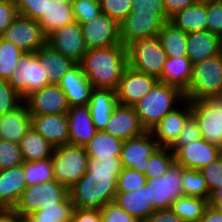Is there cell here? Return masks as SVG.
I'll return each mask as SVG.
<instances>
[{
    "label": "cell",
    "instance_id": "39",
    "mask_svg": "<svg viewBox=\"0 0 222 222\" xmlns=\"http://www.w3.org/2000/svg\"><path fill=\"white\" fill-rule=\"evenodd\" d=\"M23 54L18 47L0 37V79H10Z\"/></svg>",
    "mask_w": 222,
    "mask_h": 222
},
{
    "label": "cell",
    "instance_id": "29",
    "mask_svg": "<svg viewBox=\"0 0 222 222\" xmlns=\"http://www.w3.org/2000/svg\"><path fill=\"white\" fill-rule=\"evenodd\" d=\"M36 54L40 58L41 67L44 68L49 84H58L66 72L76 64L48 44L41 47Z\"/></svg>",
    "mask_w": 222,
    "mask_h": 222
},
{
    "label": "cell",
    "instance_id": "59",
    "mask_svg": "<svg viewBox=\"0 0 222 222\" xmlns=\"http://www.w3.org/2000/svg\"><path fill=\"white\" fill-rule=\"evenodd\" d=\"M20 222H61L60 220H48L40 219V217H35L31 213L19 216Z\"/></svg>",
    "mask_w": 222,
    "mask_h": 222
},
{
    "label": "cell",
    "instance_id": "46",
    "mask_svg": "<svg viewBox=\"0 0 222 222\" xmlns=\"http://www.w3.org/2000/svg\"><path fill=\"white\" fill-rule=\"evenodd\" d=\"M101 10L121 23L132 12V0H101Z\"/></svg>",
    "mask_w": 222,
    "mask_h": 222
},
{
    "label": "cell",
    "instance_id": "18",
    "mask_svg": "<svg viewBox=\"0 0 222 222\" xmlns=\"http://www.w3.org/2000/svg\"><path fill=\"white\" fill-rule=\"evenodd\" d=\"M222 155V149L201 138L180 147L174 153L175 163L184 168L200 170Z\"/></svg>",
    "mask_w": 222,
    "mask_h": 222
},
{
    "label": "cell",
    "instance_id": "5",
    "mask_svg": "<svg viewBox=\"0 0 222 222\" xmlns=\"http://www.w3.org/2000/svg\"><path fill=\"white\" fill-rule=\"evenodd\" d=\"M126 50L128 66L161 82L167 54L157 35L134 40L126 46Z\"/></svg>",
    "mask_w": 222,
    "mask_h": 222
},
{
    "label": "cell",
    "instance_id": "32",
    "mask_svg": "<svg viewBox=\"0 0 222 222\" xmlns=\"http://www.w3.org/2000/svg\"><path fill=\"white\" fill-rule=\"evenodd\" d=\"M18 144L22 151L24 161L27 162L51 158L55 149V147L32 126Z\"/></svg>",
    "mask_w": 222,
    "mask_h": 222
},
{
    "label": "cell",
    "instance_id": "37",
    "mask_svg": "<svg viewBox=\"0 0 222 222\" xmlns=\"http://www.w3.org/2000/svg\"><path fill=\"white\" fill-rule=\"evenodd\" d=\"M23 168L27 186L54 180L51 158L32 162L24 161Z\"/></svg>",
    "mask_w": 222,
    "mask_h": 222
},
{
    "label": "cell",
    "instance_id": "26",
    "mask_svg": "<svg viewBox=\"0 0 222 222\" xmlns=\"http://www.w3.org/2000/svg\"><path fill=\"white\" fill-rule=\"evenodd\" d=\"M114 202L139 222L144 221L157 210L150 199L147 184L136 191L116 192Z\"/></svg>",
    "mask_w": 222,
    "mask_h": 222
},
{
    "label": "cell",
    "instance_id": "22",
    "mask_svg": "<svg viewBox=\"0 0 222 222\" xmlns=\"http://www.w3.org/2000/svg\"><path fill=\"white\" fill-rule=\"evenodd\" d=\"M31 126L55 148L69 144L67 114L31 115Z\"/></svg>",
    "mask_w": 222,
    "mask_h": 222
},
{
    "label": "cell",
    "instance_id": "23",
    "mask_svg": "<svg viewBox=\"0 0 222 222\" xmlns=\"http://www.w3.org/2000/svg\"><path fill=\"white\" fill-rule=\"evenodd\" d=\"M26 187L23 164L0 170V210H13Z\"/></svg>",
    "mask_w": 222,
    "mask_h": 222
},
{
    "label": "cell",
    "instance_id": "6",
    "mask_svg": "<svg viewBox=\"0 0 222 222\" xmlns=\"http://www.w3.org/2000/svg\"><path fill=\"white\" fill-rule=\"evenodd\" d=\"M88 159L84 146L56 147L51 157L54 180L69 190L87 172Z\"/></svg>",
    "mask_w": 222,
    "mask_h": 222
},
{
    "label": "cell",
    "instance_id": "58",
    "mask_svg": "<svg viewBox=\"0 0 222 222\" xmlns=\"http://www.w3.org/2000/svg\"><path fill=\"white\" fill-rule=\"evenodd\" d=\"M0 222H20V219L12 210H0Z\"/></svg>",
    "mask_w": 222,
    "mask_h": 222
},
{
    "label": "cell",
    "instance_id": "44",
    "mask_svg": "<svg viewBox=\"0 0 222 222\" xmlns=\"http://www.w3.org/2000/svg\"><path fill=\"white\" fill-rule=\"evenodd\" d=\"M71 5L74 20L80 24L92 20L102 12L100 3L93 0H72Z\"/></svg>",
    "mask_w": 222,
    "mask_h": 222
},
{
    "label": "cell",
    "instance_id": "9",
    "mask_svg": "<svg viewBox=\"0 0 222 222\" xmlns=\"http://www.w3.org/2000/svg\"><path fill=\"white\" fill-rule=\"evenodd\" d=\"M0 37L24 53H36L47 44V36L38 21L19 14Z\"/></svg>",
    "mask_w": 222,
    "mask_h": 222
},
{
    "label": "cell",
    "instance_id": "1",
    "mask_svg": "<svg viewBox=\"0 0 222 222\" xmlns=\"http://www.w3.org/2000/svg\"><path fill=\"white\" fill-rule=\"evenodd\" d=\"M122 168L120 156L89 158L87 172L68 190L74 207L101 210L114 201Z\"/></svg>",
    "mask_w": 222,
    "mask_h": 222
},
{
    "label": "cell",
    "instance_id": "63",
    "mask_svg": "<svg viewBox=\"0 0 222 222\" xmlns=\"http://www.w3.org/2000/svg\"><path fill=\"white\" fill-rule=\"evenodd\" d=\"M217 208H218L220 211H222V206H217Z\"/></svg>",
    "mask_w": 222,
    "mask_h": 222
},
{
    "label": "cell",
    "instance_id": "17",
    "mask_svg": "<svg viewBox=\"0 0 222 222\" xmlns=\"http://www.w3.org/2000/svg\"><path fill=\"white\" fill-rule=\"evenodd\" d=\"M192 114L191 103L184 100L181 105L170 111L150 131L159 147H171L182 132L187 118Z\"/></svg>",
    "mask_w": 222,
    "mask_h": 222
},
{
    "label": "cell",
    "instance_id": "24",
    "mask_svg": "<svg viewBox=\"0 0 222 222\" xmlns=\"http://www.w3.org/2000/svg\"><path fill=\"white\" fill-rule=\"evenodd\" d=\"M67 119L69 144L85 146L98 131L93 124L88 105L70 107Z\"/></svg>",
    "mask_w": 222,
    "mask_h": 222
},
{
    "label": "cell",
    "instance_id": "34",
    "mask_svg": "<svg viewBox=\"0 0 222 222\" xmlns=\"http://www.w3.org/2000/svg\"><path fill=\"white\" fill-rule=\"evenodd\" d=\"M122 144L123 140L100 130L84 147L89 158L112 159L121 155Z\"/></svg>",
    "mask_w": 222,
    "mask_h": 222
},
{
    "label": "cell",
    "instance_id": "3",
    "mask_svg": "<svg viewBox=\"0 0 222 222\" xmlns=\"http://www.w3.org/2000/svg\"><path fill=\"white\" fill-rule=\"evenodd\" d=\"M184 100V93L179 88L158 81L134 108L142 126L146 131H151L160 120Z\"/></svg>",
    "mask_w": 222,
    "mask_h": 222
},
{
    "label": "cell",
    "instance_id": "45",
    "mask_svg": "<svg viewBox=\"0 0 222 222\" xmlns=\"http://www.w3.org/2000/svg\"><path fill=\"white\" fill-rule=\"evenodd\" d=\"M24 99L15 91L8 80L0 79V117L18 107Z\"/></svg>",
    "mask_w": 222,
    "mask_h": 222
},
{
    "label": "cell",
    "instance_id": "33",
    "mask_svg": "<svg viewBox=\"0 0 222 222\" xmlns=\"http://www.w3.org/2000/svg\"><path fill=\"white\" fill-rule=\"evenodd\" d=\"M71 3H56L47 0L46 14L38 21L46 36L55 30L74 22Z\"/></svg>",
    "mask_w": 222,
    "mask_h": 222
},
{
    "label": "cell",
    "instance_id": "51",
    "mask_svg": "<svg viewBox=\"0 0 222 222\" xmlns=\"http://www.w3.org/2000/svg\"><path fill=\"white\" fill-rule=\"evenodd\" d=\"M206 30L222 37V0L207 2Z\"/></svg>",
    "mask_w": 222,
    "mask_h": 222
},
{
    "label": "cell",
    "instance_id": "30",
    "mask_svg": "<svg viewBox=\"0 0 222 222\" xmlns=\"http://www.w3.org/2000/svg\"><path fill=\"white\" fill-rule=\"evenodd\" d=\"M192 70L193 63L188 57H167L161 72V82L175 86L184 93L189 87Z\"/></svg>",
    "mask_w": 222,
    "mask_h": 222
},
{
    "label": "cell",
    "instance_id": "31",
    "mask_svg": "<svg viewBox=\"0 0 222 222\" xmlns=\"http://www.w3.org/2000/svg\"><path fill=\"white\" fill-rule=\"evenodd\" d=\"M176 28L185 33L206 30L207 2H195L189 7L177 12L169 19Z\"/></svg>",
    "mask_w": 222,
    "mask_h": 222
},
{
    "label": "cell",
    "instance_id": "11",
    "mask_svg": "<svg viewBox=\"0 0 222 222\" xmlns=\"http://www.w3.org/2000/svg\"><path fill=\"white\" fill-rule=\"evenodd\" d=\"M183 167L173 163L166 174L147 178L149 196L157 210L170 209L171 204L184 195L182 189Z\"/></svg>",
    "mask_w": 222,
    "mask_h": 222
},
{
    "label": "cell",
    "instance_id": "19",
    "mask_svg": "<svg viewBox=\"0 0 222 222\" xmlns=\"http://www.w3.org/2000/svg\"><path fill=\"white\" fill-rule=\"evenodd\" d=\"M165 21L158 14L130 13L120 25V40L126 47L134 40L158 35Z\"/></svg>",
    "mask_w": 222,
    "mask_h": 222
},
{
    "label": "cell",
    "instance_id": "42",
    "mask_svg": "<svg viewBox=\"0 0 222 222\" xmlns=\"http://www.w3.org/2000/svg\"><path fill=\"white\" fill-rule=\"evenodd\" d=\"M23 162L19 144L0 139V170L21 165Z\"/></svg>",
    "mask_w": 222,
    "mask_h": 222
},
{
    "label": "cell",
    "instance_id": "49",
    "mask_svg": "<svg viewBox=\"0 0 222 222\" xmlns=\"http://www.w3.org/2000/svg\"><path fill=\"white\" fill-rule=\"evenodd\" d=\"M18 14L39 21L46 14L47 0H14Z\"/></svg>",
    "mask_w": 222,
    "mask_h": 222
},
{
    "label": "cell",
    "instance_id": "38",
    "mask_svg": "<svg viewBox=\"0 0 222 222\" xmlns=\"http://www.w3.org/2000/svg\"><path fill=\"white\" fill-rule=\"evenodd\" d=\"M182 189L184 195L205 198L210 201V190L200 170L183 167Z\"/></svg>",
    "mask_w": 222,
    "mask_h": 222
},
{
    "label": "cell",
    "instance_id": "61",
    "mask_svg": "<svg viewBox=\"0 0 222 222\" xmlns=\"http://www.w3.org/2000/svg\"><path fill=\"white\" fill-rule=\"evenodd\" d=\"M55 1L56 3H71L72 0H53Z\"/></svg>",
    "mask_w": 222,
    "mask_h": 222
},
{
    "label": "cell",
    "instance_id": "54",
    "mask_svg": "<svg viewBox=\"0 0 222 222\" xmlns=\"http://www.w3.org/2000/svg\"><path fill=\"white\" fill-rule=\"evenodd\" d=\"M70 222H102L101 212L96 209H73Z\"/></svg>",
    "mask_w": 222,
    "mask_h": 222
},
{
    "label": "cell",
    "instance_id": "57",
    "mask_svg": "<svg viewBox=\"0 0 222 222\" xmlns=\"http://www.w3.org/2000/svg\"><path fill=\"white\" fill-rule=\"evenodd\" d=\"M198 222H222V211L209 204L203 217Z\"/></svg>",
    "mask_w": 222,
    "mask_h": 222
},
{
    "label": "cell",
    "instance_id": "16",
    "mask_svg": "<svg viewBox=\"0 0 222 222\" xmlns=\"http://www.w3.org/2000/svg\"><path fill=\"white\" fill-rule=\"evenodd\" d=\"M24 101L30 115L67 114L69 105L58 84H49L34 91Z\"/></svg>",
    "mask_w": 222,
    "mask_h": 222
},
{
    "label": "cell",
    "instance_id": "15",
    "mask_svg": "<svg viewBox=\"0 0 222 222\" xmlns=\"http://www.w3.org/2000/svg\"><path fill=\"white\" fill-rule=\"evenodd\" d=\"M158 143L150 131L123 141L120 160L122 167L144 174L150 156L158 148Z\"/></svg>",
    "mask_w": 222,
    "mask_h": 222
},
{
    "label": "cell",
    "instance_id": "25",
    "mask_svg": "<svg viewBox=\"0 0 222 222\" xmlns=\"http://www.w3.org/2000/svg\"><path fill=\"white\" fill-rule=\"evenodd\" d=\"M187 57L194 64L222 53V37L208 30L187 33Z\"/></svg>",
    "mask_w": 222,
    "mask_h": 222
},
{
    "label": "cell",
    "instance_id": "40",
    "mask_svg": "<svg viewBox=\"0 0 222 222\" xmlns=\"http://www.w3.org/2000/svg\"><path fill=\"white\" fill-rule=\"evenodd\" d=\"M174 162V153L169 147H158L150 156L144 175L147 178L162 176Z\"/></svg>",
    "mask_w": 222,
    "mask_h": 222
},
{
    "label": "cell",
    "instance_id": "21",
    "mask_svg": "<svg viewBox=\"0 0 222 222\" xmlns=\"http://www.w3.org/2000/svg\"><path fill=\"white\" fill-rule=\"evenodd\" d=\"M58 86L64 92L69 107L87 105L93 89L80 64L69 69Z\"/></svg>",
    "mask_w": 222,
    "mask_h": 222
},
{
    "label": "cell",
    "instance_id": "27",
    "mask_svg": "<svg viewBox=\"0 0 222 222\" xmlns=\"http://www.w3.org/2000/svg\"><path fill=\"white\" fill-rule=\"evenodd\" d=\"M31 127V115L25 101L0 117V139L19 143Z\"/></svg>",
    "mask_w": 222,
    "mask_h": 222
},
{
    "label": "cell",
    "instance_id": "55",
    "mask_svg": "<svg viewBox=\"0 0 222 222\" xmlns=\"http://www.w3.org/2000/svg\"><path fill=\"white\" fill-rule=\"evenodd\" d=\"M142 222H184L171 209L156 210Z\"/></svg>",
    "mask_w": 222,
    "mask_h": 222
},
{
    "label": "cell",
    "instance_id": "8",
    "mask_svg": "<svg viewBox=\"0 0 222 222\" xmlns=\"http://www.w3.org/2000/svg\"><path fill=\"white\" fill-rule=\"evenodd\" d=\"M190 103L201 137L222 149V95Z\"/></svg>",
    "mask_w": 222,
    "mask_h": 222
},
{
    "label": "cell",
    "instance_id": "53",
    "mask_svg": "<svg viewBox=\"0 0 222 222\" xmlns=\"http://www.w3.org/2000/svg\"><path fill=\"white\" fill-rule=\"evenodd\" d=\"M17 16L14 0H0V36Z\"/></svg>",
    "mask_w": 222,
    "mask_h": 222
},
{
    "label": "cell",
    "instance_id": "4",
    "mask_svg": "<svg viewBox=\"0 0 222 222\" xmlns=\"http://www.w3.org/2000/svg\"><path fill=\"white\" fill-rule=\"evenodd\" d=\"M222 95V53L193 65L186 100L198 101Z\"/></svg>",
    "mask_w": 222,
    "mask_h": 222
},
{
    "label": "cell",
    "instance_id": "7",
    "mask_svg": "<svg viewBox=\"0 0 222 222\" xmlns=\"http://www.w3.org/2000/svg\"><path fill=\"white\" fill-rule=\"evenodd\" d=\"M68 195V189L55 180L27 186L12 211L18 217L34 213L46 207L57 206Z\"/></svg>",
    "mask_w": 222,
    "mask_h": 222
},
{
    "label": "cell",
    "instance_id": "56",
    "mask_svg": "<svg viewBox=\"0 0 222 222\" xmlns=\"http://www.w3.org/2000/svg\"><path fill=\"white\" fill-rule=\"evenodd\" d=\"M195 2L196 0H164L166 17L170 19L177 12L189 7Z\"/></svg>",
    "mask_w": 222,
    "mask_h": 222
},
{
    "label": "cell",
    "instance_id": "28",
    "mask_svg": "<svg viewBox=\"0 0 222 222\" xmlns=\"http://www.w3.org/2000/svg\"><path fill=\"white\" fill-rule=\"evenodd\" d=\"M87 105L96 129L104 130L114 108L118 105L116 90L93 88Z\"/></svg>",
    "mask_w": 222,
    "mask_h": 222
},
{
    "label": "cell",
    "instance_id": "12",
    "mask_svg": "<svg viewBox=\"0 0 222 222\" xmlns=\"http://www.w3.org/2000/svg\"><path fill=\"white\" fill-rule=\"evenodd\" d=\"M87 49L107 48L122 44L120 25L106 13L101 12L92 20L80 24Z\"/></svg>",
    "mask_w": 222,
    "mask_h": 222
},
{
    "label": "cell",
    "instance_id": "2",
    "mask_svg": "<svg viewBox=\"0 0 222 222\" xmlns=\"http://www.w3.org/2000/svg\"><path fill=\"white\" fill-rule=\"evenodd\" d=\"M79 64L93 88L116 90L128 66L127 50L123 44L87 49Z\"/></svg>",
    "mask_w": 222,
    "mask_h": 222
},
{
    "label": "cell",
    "instance_id": "10",
    "mask_svg": "<svg viewBox=\"0 0 222 222\" xmlns=\"http://www.w3.org/2000/svg\"><path fill=\"white\" fill-rule=\"evenodd\" d=\"M8 82L23 99L34 91L49 85L44 68L41 67L40 58L36 53L22 55L17 69L12 72Z\"/></svg>",
    "mask_w": 222,
    "mask_h": 222
},
{
    "label": "cell",
    "instance_id": "47",
    "mask_svg": "<svg viewBox=\"0 0 222 222\" xmlns=\"http://www.w3.org/2000/svg\"><path fill=\"white\" fill-rule=\"evenodd\" d=\"M201 133L196 118L191 114L183 126L182 132L175 143L170 147L175 153L180 147L189 144L190 142L201 139Z\"/></svg>",
    "mask_w": 222,
    "mask_h": 222
},
{
    "label": "cell",
    "instance_id": "35",
    "mask_svg": "<svg viewBox=\"0 0 222 222\" xmlns=\"http://www.w3.org/2000/svg\"><path fill=\"white\" fill-rule=\"evenodd\" d=\"M157 36L167 57H187V33L168 21L162 25Z\"/></svg>",
    "mask_w": 222,
    "mask_h": 222
},
{
    "label": "cell",
    "instance_id": "43",
    "mask_svg": "<svg viewBox=\"0 0 222 222\" xmlns=\"http://www.w3.org/2000/svg\"><path fill=\"white\" fill-rule=\"evenodd\" d=\"M147 177L130 168L123 167L117 178L116 192L136 191L140 187L145 186Z\"/></svg>",
    "mask_w": 222,
    "mask_h": 222
},
{
    "label": "cell",
    "instance_id": "14",
    "mask_svg": "<svg viewBox=\"0 0 222 222\" xmlns=\"http://www.w3.org/2000/svg\"><path fill=\"white\" fill-rule=\"evenodd\" d=\"M158 81L153 76L127 66L116 89L118 104L135 106Z\"/></svg>",
    "mask_w": 222,
    "mask_h": 222
},
{
    "label": "cell",
    "instance_id": "52",
    "mask_svg": "<svg viewBox=\"0 0 222 222\" xmlns=\"http://www.w3.org/2000/svg\"><path fill=\"white\" fill-rule=\"evenodd\" d=\"M100 212L102 222H139L114 201L106 204Z\"/></svg>",
    "mask_w": 222,
    "mask_h": 222
},
{
    "label": "cell",
    "instance_id": "50",
    "mask_svg": "<svg viewBox=\"0 0 222 222\" xmlns=\"http://www.w3.org/2000/svg\"><path fill=\"white\" fill-rule=\"evenodd\" d=\"M131 13L158 14L165 22L169 21L165 14L164 0H132Z\"/></svg>",
    "mask_w": 222,
    "mask_h": 222
},
{
    "label": "cell",
    "instance_id": "36",
    "mask_svg": "<svg viewBox=\"0 0 222 222\" xmlns=\"http://www.w3.org/2000/svg\"><path fill=\"white\" fill-rule=\"evenodd\" d=\"M209 204L208 199L183 195L171 204L170 209L184 222H198Z\"/></svg>",
    "mask_w": 222,
    "mask_h": 222
},
{
    "label": "cell",
    "instance_id": "41",
    "mask_svg": "<svg viewBox=\"0 0 222 222\" xmlns=\"http://www.w3.org/2000/svg\"><path fill=\"white\" fill-rule=\"evenodd\" d=\"M73 209L74 205L68 195L62 202L57 203V206L46 207L31 214L35 217H40V219L70 222Z\"/></svg>",
    "mask_w": 222,
    "mask_h": 222
},
{
    "label": "cell",
    "instance_id": "13",
    "mask_svg": "<svg viewBox=\"0 0 222 222\" xmlns=\"http://www.w3.org/2000/svg\"><path fill=\"white\" fill-rule=\"evenodd\" d=\"M47 44L58 53L79 64L87 48L80 23L74 21L47 36Z\"/></svg>",
    "mask_w": 222,
    "mask_h": 222
},
{
    "label": "cell",
    "instance_id": "20",
    "mask_svg": "<svg viewBox=\"0 0 222 222\" xmlns=\"http://www.w3.org/2000/svg\"><path fill=\"white\" fill-rule=\"evenodd\" d=\"M103 131L125 141L143 135L146 129L142 126L134 106L118 104Z\"/></svg>",
    "mask_w": 222,
    "mask_h": 222
},
{
    "label": "cell",
    "instance_id": "62",
    "mask_svg": "<svg viewBox=\"0 0 222 222\" xmlns=\"http://www.w3.org/2000/svg\"><path fill=\"white\" fill-rule=\"evenodd\" d=\"M212 1H217V0H196V2H203V3L212 2Z\"/></svg>",
    "mask_w": 222,
    "mask_h": 222
},
{
    "label": "cell",
    "instance_id": "60",
    "mask_svg": "<svg viewBox=\"0 0 222 222\" xmlns=\"http://www.w3.org/2000/svg\"><path fill=\"white\" fill-rule=\"evenodd\" d=\"M210 205L213 207L222 206V188L218 189L210 198Z\"/></svg>",
    "mask_w": 222,
    "mask_h": 222
},
{
    "label": "cell",
    "instance_id": "48",
    "mask_svg": "<svg viewBox=\"0 0 222 222\" xmlns=\"http://www.w3.org/2000/svg\"><path fill=\"white\" fill-rule=\"evenodd\" d=\"M206 180L211 196L222 188V155L212 163L205 165L200 169Z\"/></svg>",
    "mask_w": 222,
    "mask_h": 222
}]
</instances>
